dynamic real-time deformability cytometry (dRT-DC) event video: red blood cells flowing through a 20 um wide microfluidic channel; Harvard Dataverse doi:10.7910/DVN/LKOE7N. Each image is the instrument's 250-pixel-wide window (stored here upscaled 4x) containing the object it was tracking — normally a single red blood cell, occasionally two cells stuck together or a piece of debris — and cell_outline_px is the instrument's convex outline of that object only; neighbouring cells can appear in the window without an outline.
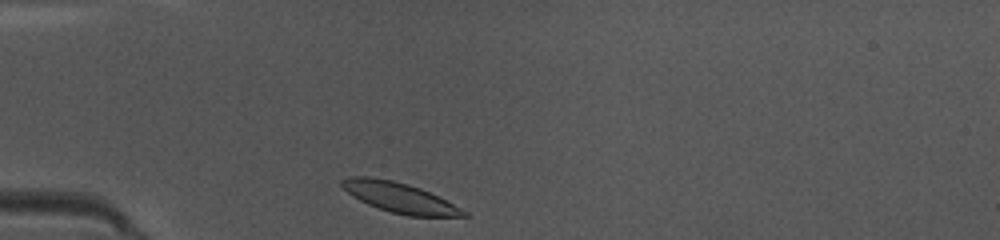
{"species": "common noctule bat (a hibernating species)", "species_latin": "Nyctalus noctula", "temperature_condition": "warm", "stored_images_in_passage": 36, "camera_frame_rate_fps": 3000, "um_per_image_px": 0.085, "animal": {"sex": "female", "body_mass_g": 10.0, "forearm_length_mm": 53.1}, "frame": {"image": 1, "passage_image": 1, "time_ms": 0.0, "image_size_px": [1000, 240], "cell_outline_px": [[472, 216], [408, 216], [392, 212], [368, 204], [352, 196], [340, 184], [340, 180], [348, 176], [368, 176], [392, 180], [408, 184], [420, 188], [468, 212]], "centroid_in_image_um": [33.92, 16.78], "position_along_channel_um": 51.1, "area_um2": 20.98}}
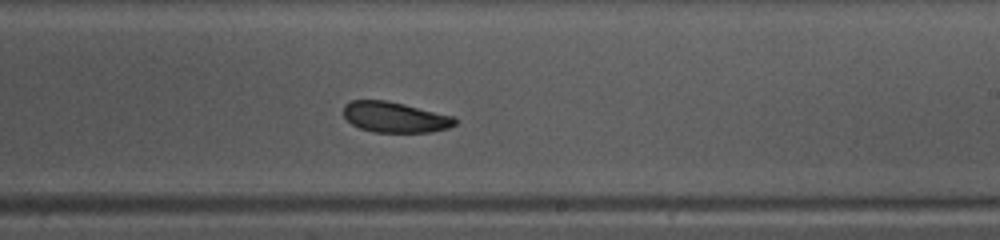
{"frame": {"image": 2, "passage_image": 17, "time_ms": 5.333, "image_size_px": [1000, 240], "cell_outline_px": [[456, 124], [448, 128], [432, 132], [372, 132], [360, 128], [352, 124], [344, 116], [344, 104], [352, 100], [388, 100], [456, 116]], "centroid_in_image_um": [33.6, 9.95], "position_along_channel_um": 255.4, "area_um2": 20.06}}
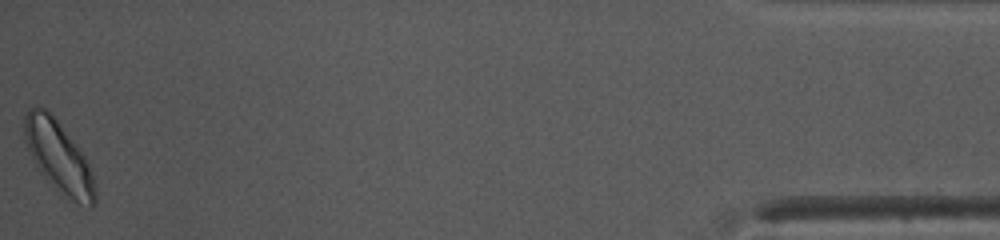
{"frame": {"image": 3, "passage_image": 36, "time_ms": 11.667, "image_size_px": [1000, 240], "cell_outline_px": [[96, 200], [92, 208], [80, 204], [72, 200], [48, 180], [40, 172], [28, 152], [24, 140], [24, 116], [32, 108], [44, 108], [60, 124], [76, 144], [84, 156], [92, 172], [96, 192]], "centroid_in_image_um": [4.99, 13.35], "position_along_channel_um": 430.2, "area_um2": 28.67}, "authors_computed_cell_mechanics": {"area_um2": 21.1548, "velocity_mm_per_s": 4.1081, "shape_relaxation_time_tau1_ms": 1.3306, "shape_relaxation_time_tau2_ms": 2.736, "deformation_change_tau1": 0.0875, "deformation_change_tau2": 0.0729}}